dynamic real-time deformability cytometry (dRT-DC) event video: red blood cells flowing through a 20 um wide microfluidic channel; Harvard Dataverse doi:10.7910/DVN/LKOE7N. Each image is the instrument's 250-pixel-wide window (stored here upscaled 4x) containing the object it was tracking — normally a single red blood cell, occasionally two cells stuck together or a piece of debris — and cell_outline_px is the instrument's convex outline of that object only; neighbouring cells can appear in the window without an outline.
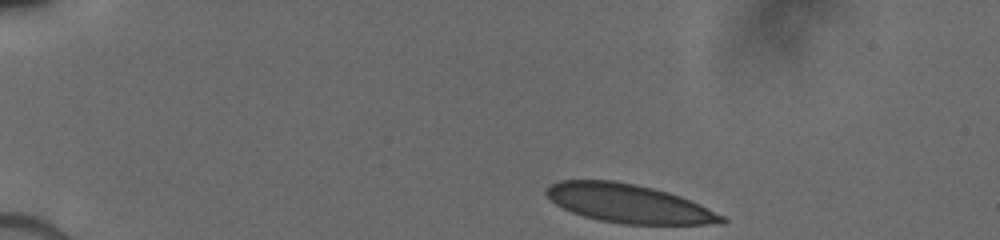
{"species": "human", "species_latin": "Homo sapiens", "temperature_condition": "cold", "stored_images_in_passage": 27, "camera_frame_rate_fps": 3000, "um_per_image_px": 0.085, "donor": {"sex": "male"}, "frame": {"image": 1, "passage_image": 1, "time_ms": 0.0, "image_size_px": [1000, 240], "cell_outline_px": [[728, 220], [724, 224], [624, 224], [600, 220], [584, 216], [572, 212], [556, 204], [544, 192], [552, 184], [560, 180], [612, 180], [652, 188], [668, 192], [680, 196], [700, 204], [724, 216]], "centroid_in_image_um": [53.48, 17.3], "position_along_channel_um": 31.5, "area_um2": 39.13}}
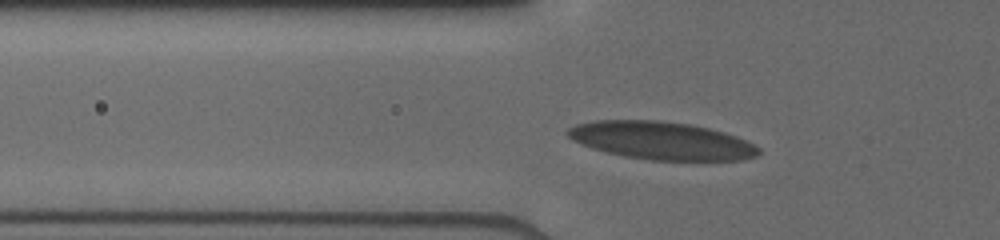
{"frame": {"image": 2, "passage_image": 20, "time_ms": 3.0, "image_size_px": [1000, 240], "cell_outline_px": [[760, 152], [756, 156], [740, 160], [648, 160], [624, 156], [604, 152], [580, 144], [572, 140], [564, 132], [568, 128], [576, 124], [596, 120], [660, 120], [688, 124], [708, 128], [724, 132], [736, 136], [760, 148]], "centroid_in_image_um": [56.17, 11.95], "position_along_channel_um": 69.6, "area_um2": 42.14}}
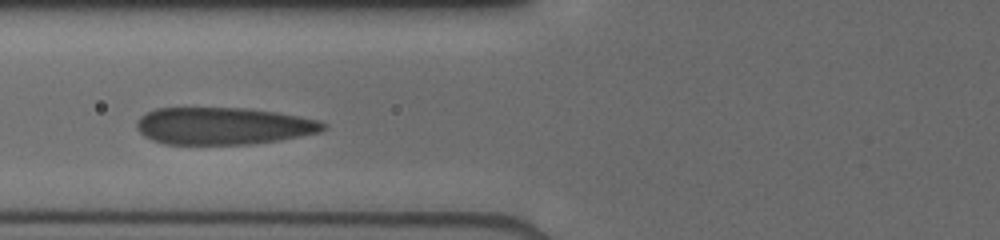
{"frame": {"image": 3, "passage_image": 26, "time_ms": 4.0, "image_size_px": [1000, 240], "cell_outline_px": [[328, 124], [320, 132], [280, 140], [256, 144], [164, 144], [152, 140], [144, 136], [136, 128], [136, 120], [144, 112], [156, 108], [244, 108], [276, 112], [316, 120]], "centroid_in_image_um": [18.92, 10.71], "position_along_channel_um": 106.9, "area_um2": 40.52}}